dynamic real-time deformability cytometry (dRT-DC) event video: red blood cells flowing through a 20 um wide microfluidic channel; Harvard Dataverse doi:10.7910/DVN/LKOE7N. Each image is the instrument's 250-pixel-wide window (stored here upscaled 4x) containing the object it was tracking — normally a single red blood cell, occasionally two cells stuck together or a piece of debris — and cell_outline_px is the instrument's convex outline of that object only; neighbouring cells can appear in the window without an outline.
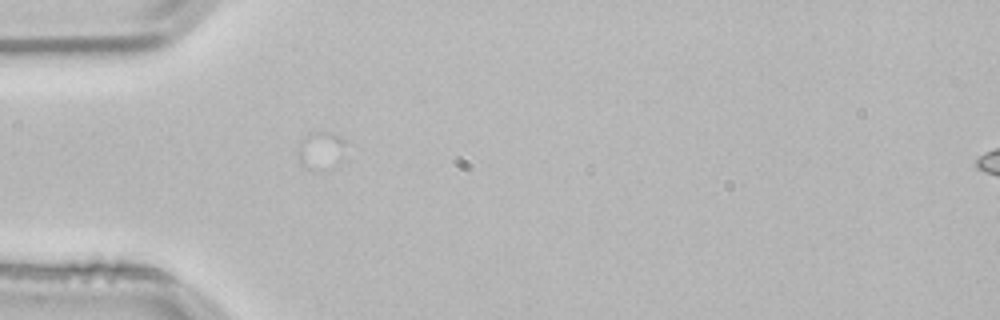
{"species": "common noctule bat (a hibernating species)", "species_latin": "Nyctalus noctula", "temperature_condition": "room temperature", "stored_images_in_passage": 2, "camera_frame_rate_fps": 3000, "um_per_image_px": 0.085, "animal": {"sex": "male", "body_mass_g": 21.5, "forearm_length_mm": 52.0}, "frame": {"image": 1, "passage_image": 1, "time_ms": 0.0, "image_size_px": [1000, 320], "cell_outline_px": [[344, 144], [340, 160], [332, 168], [304, 168], [300, 164], [300, 144], [304, 136], [316, 132], [332, 132], [340, 136], [344, 140]], "centroid_in_image_um": [27.29, 12.76], "position_along_channel_um": 57.7, "area_um2": 10.0}}